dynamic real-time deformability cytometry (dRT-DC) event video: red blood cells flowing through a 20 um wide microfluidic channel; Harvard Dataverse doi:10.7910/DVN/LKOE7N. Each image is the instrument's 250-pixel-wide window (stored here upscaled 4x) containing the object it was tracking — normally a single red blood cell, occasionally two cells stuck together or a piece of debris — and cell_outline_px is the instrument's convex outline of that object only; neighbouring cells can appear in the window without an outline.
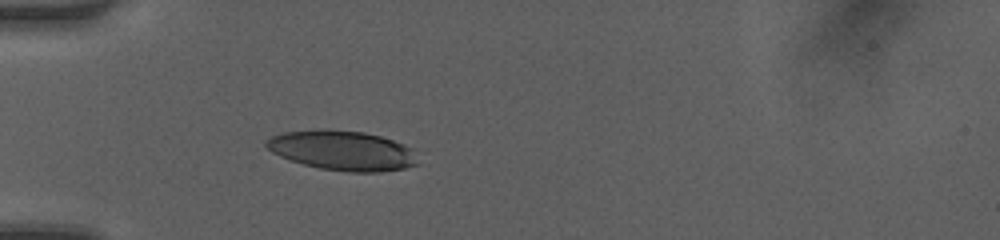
{"species": "human", "species_latin": "Homo sapiens", "temperature_condition": "room temperature", "stored_images_in_passage": 35, "camera_frame_rate_fps": 3000, "um_per_image_px": 0.085, "donor": {"sex": "female"}, "frame": {"image": 1, "passage_image": 1, "time_ms": 0.0, "image_size_px": [1000, 240], "cell_outline_px": [[420, 164], [404, 168], [380, 172], [348, 172], [320, 168], [304, 164], [280, 156], [272, 152], [264, 144], [264, 140], [272, 136], [284, 132], [320, 128], [364, 132], [380, 136], [404, 144], [408, 148]], "centroid_in_image_um": [29.06, 12.78], "position_along_channel_um": 55.9, "area_um2": 34.97}}
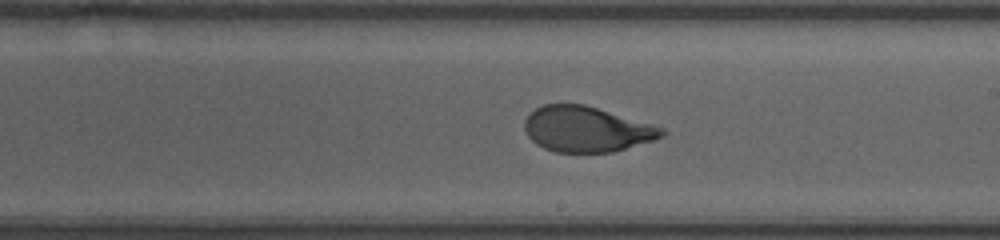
{"frame": {"image": 2, "passage_image": 15, "time_ms": 4.667, "image_size_px": [1000, 240], "cell_outline_px": [[668, 132], [664, 136], [656, 140], [612, 152], [556, 152], [544, 148], [536, 144], [528, 136], [524, 128], [524, 120], [536, 108], [544, 104], [584, 104], [652, 124], [664, 128]], "centroid_in_image_um": [49.88, 10.99], "position_along_channel_um": 239.1, "area_um2": 36.36}}
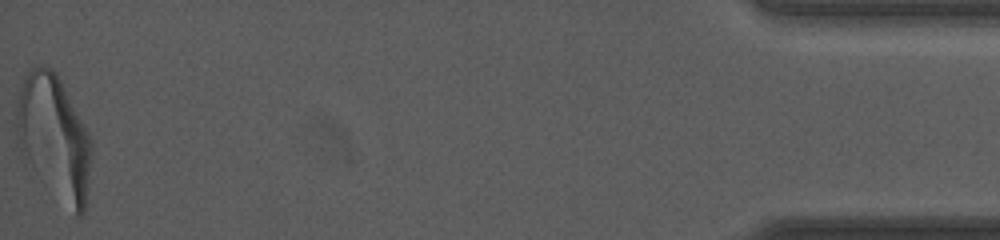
{"frame": {"image": 3, "passage_image": 35, "time_ms": 11.333, "image_size_px": [1000, 240], "cell_outline_px": [[92, 152], [84, 216], [76, 216], [20, 152], [16, 128], [16, 108], [20, 88], [28, 72], [32, 68], [40, 64], [52, 68], [56, 72], [88, 132], [92, 140]], "centroid_in_image_um": [4.61, 11.62], "position_along_channel_um": 430.6, "area_um2": 53.06}, "authors_computed_cell_mechanics": {"area_um2": 38.0324, "velocity_mm_per_s": 4.1789, "shape_relaxation_time_tau1_ms": 4.2462, "shape_relaxation_time_tau2_ms": null, "deformation_change_tau1": 0.2054, "deformation_change_tau2": null}}